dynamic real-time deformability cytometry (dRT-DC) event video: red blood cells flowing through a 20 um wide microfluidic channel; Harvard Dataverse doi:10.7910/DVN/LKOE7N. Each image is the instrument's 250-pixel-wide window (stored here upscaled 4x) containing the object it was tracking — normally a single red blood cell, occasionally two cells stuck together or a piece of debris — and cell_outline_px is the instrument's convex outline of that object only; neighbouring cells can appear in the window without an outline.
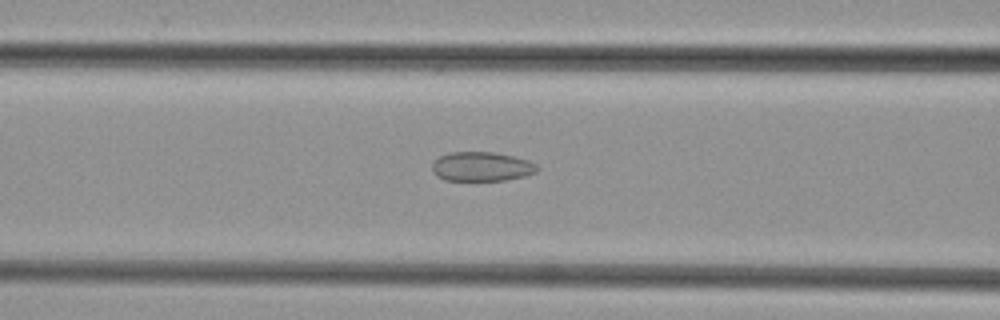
{"species": "common noctule bat (a hibernating species)", "species_latin": "Nyctalus noctula", "temperature_condition": "cold", "stored_images_in_passage": 48, "camera_frame_rate_fps": 3000, "um_per_image_px": 0.085, "animal": {"sex": "female", "body_mass_g": 29.2, "forearm_length_mm": 56.3}, "frame": {"image": 1, "passage_image": 20, "time_ms": 6.333, "image_size_px": [1000, 320], "cell_outline_px": [[540, 168], [536, 172], [524, 176], [504, 180], [444, 180], [436, 176], [432, 172], [432, 164], [440, 156], [448, 152], [492, 152], [512, 156], [528, 160], [536, 164]], "centroid_in_image_um": [40.92, 14.16], "position_along_channel_um": 125.7, "area_um2": 17.92}}
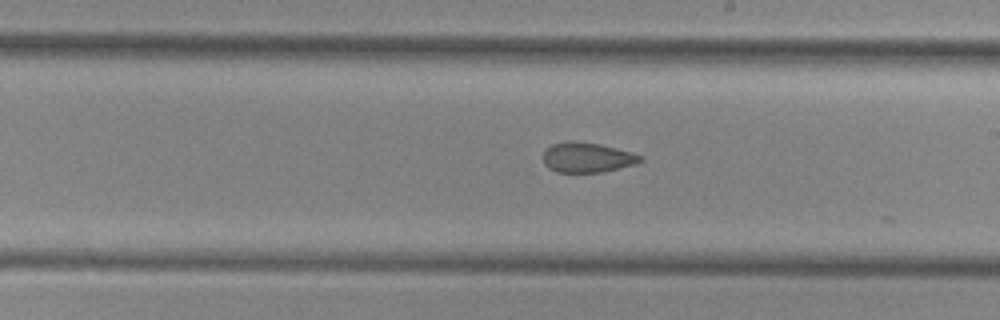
{"frame": {"image": 2, "passage_image": 28, "time_ms": 9.0, "image_size_px": [1000, 320], "cell_outline_px": [[644, 160], [636, 164], [600, 172], [556, 172], [548, 168], [544, 164], [544, 152], [552, 144], [564, 140], [572, 140], [600, 144], [616, 148], [644, 156]], "centroid_in_image_um": [49.91, 13.37], "position_along_channel_um": 239.1, "area_um2": 17.05}}
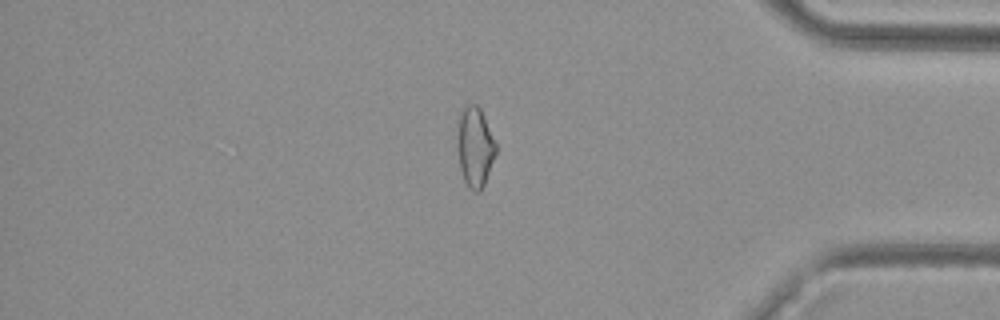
{"frame": {"image": 3, "passage_image": 41, "time_ms": 13.333, "image_size_px": [1000, 320], "cell_outline_px": [[496, 152], [484, 184], [480, 192], [472, 192], [468, 188], [464, 180], [460, 168], [456, 144], [456, 136], [460, 108], [468, 104], [476, 104], [480, 108], [496, 144]], "centroid_in_image_um": [40.33, 12.48], "position_along_channel_um": 394.9, "area_um2": 18.15}}